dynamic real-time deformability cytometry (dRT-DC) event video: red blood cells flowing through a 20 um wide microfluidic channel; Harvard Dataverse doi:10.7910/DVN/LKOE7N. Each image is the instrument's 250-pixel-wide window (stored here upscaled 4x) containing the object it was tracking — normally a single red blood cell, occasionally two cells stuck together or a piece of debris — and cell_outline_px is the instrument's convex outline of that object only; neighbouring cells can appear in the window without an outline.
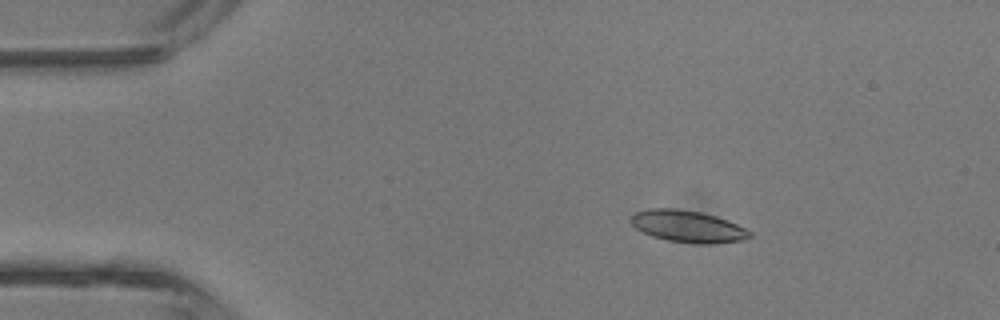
{"species": "common noctule bat (a hibernating species)", "species_latin": "Nyctalus noctula", "temperature_condition": "room temperature", "stored_images_in_passage": 3, "camera_frame_rate_fps": 3000, "um_per_image_px": 0.085, "animal": {"sex": "male", "body_mass_g": 13.3}, "frame": {"image": 1, "passage_image": 2, "time_ms": 1.0, "image_size_px": [1000, 320], "cell_outline_px": [[752, 236], [744, 240], [712, 244], [696, 244], [668, 240], [652, 236], [636, 228], [628, 220], [628, 216], [632, 212], [648, 208], [672, 208], [700, 212], [716, 216], [728, 220], [752, 232]], "centroid_in_image_um": [58.42, 19.23], "position_along_channel_um": 26.6, "area_um2": 22.31}}